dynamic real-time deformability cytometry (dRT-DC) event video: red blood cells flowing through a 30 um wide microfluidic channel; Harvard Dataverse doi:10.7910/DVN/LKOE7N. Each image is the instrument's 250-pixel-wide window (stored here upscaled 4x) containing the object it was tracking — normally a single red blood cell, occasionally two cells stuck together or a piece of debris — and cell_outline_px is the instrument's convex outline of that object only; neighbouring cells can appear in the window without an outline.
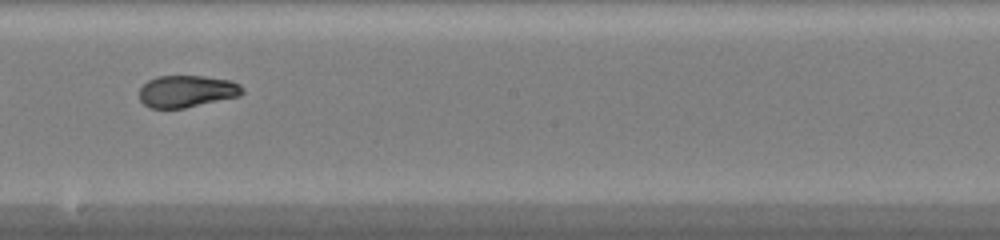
{"species": "common noctule bat (a hibernating species)", "species_latin": "Nyctalus noctula", "temperature_condition": "warm", "stored_images_in_passage": 28, "camera_frame_rate_fps": 3000, "um_per_image_px": 0.085, "animal": {"sex": "female", "body_mass_g": 20.0, "forearm_length_mm": 54.0}, "frame": {"image": 1, "passage_image": 13, "time_ms": 4.0, "image_size_px": [1000, 240], "cell_outline_px": [[244, 92], [240, 96], [184, 108], [148, 108], [140, 100], [140, 88], [148, 80], [156, 76], [204, 76], [228, 80], [240, 84], [244, 88]], "centroid_in_image_um": [15.88, 7.76], "position_along_channel_um": 232.3, "area_um2": 19.25}}